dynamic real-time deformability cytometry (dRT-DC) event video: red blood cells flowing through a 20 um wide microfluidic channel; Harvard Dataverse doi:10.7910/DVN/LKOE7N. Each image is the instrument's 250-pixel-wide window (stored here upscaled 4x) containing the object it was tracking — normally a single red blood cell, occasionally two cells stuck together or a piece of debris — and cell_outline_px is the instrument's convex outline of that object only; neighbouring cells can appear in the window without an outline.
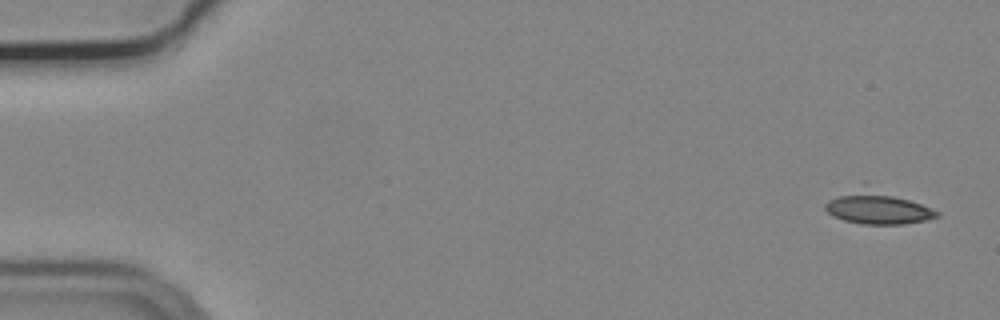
{"species": "common noctule bat (a hibernating species)", "species_latin": "Nyctalus noctula", "temperature_condition": "cold", "stored_images_in_passage": 5, "camera_frame_rate_fps": 3000, "um_per_image_px": 0.085, "animal": {"sex": "male", "body_mass_g": 19.2, "forearm_length_mm": 51.8}, "frame": {"image": 1, "passage_image": 1, "time_ms": 0.0, "image_size_px": [1000, 320], "cell_outline_px": [[940, 216], [924, 220], [904, 224], [860, 224], [844, 220], [832, 216], [824, 208], [824, 204], [828, 200], [864, 180], [932, 208], [940, 212]], "centroid_in_image_um": [74.54, 17.55], "position_along_channel_um": 10.5, "area_um2": 22.6}}
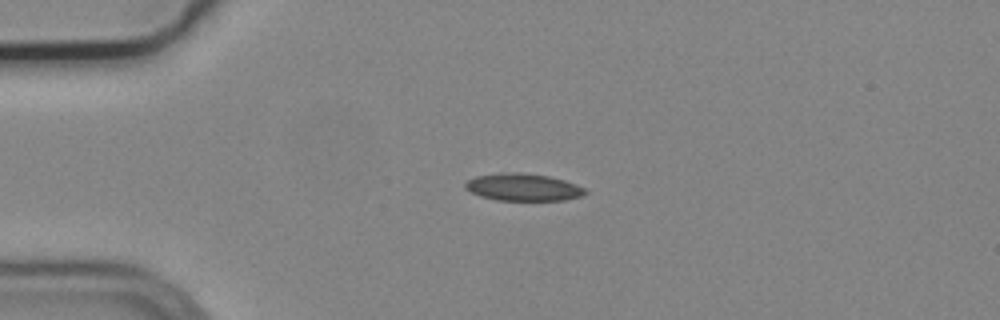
{"frame": {"image": 2, "passage_image": 3, "time_ms": 0.667, "image_size_px": [1000, 320], "cell_outline_px": [[588, 192], [584, 196], [564, 200], [496, 200], [480, 196], [464, 188], [464, 184], [468, 180], [476, 176], [500, 172], [524, 172], [548, 176], [564, 180], [576, 184], [584, 188]], "centroid_in_image_um": [44.47, 15.9], "position_along_channel_um": 40.5, "area_um2": 19.25}}
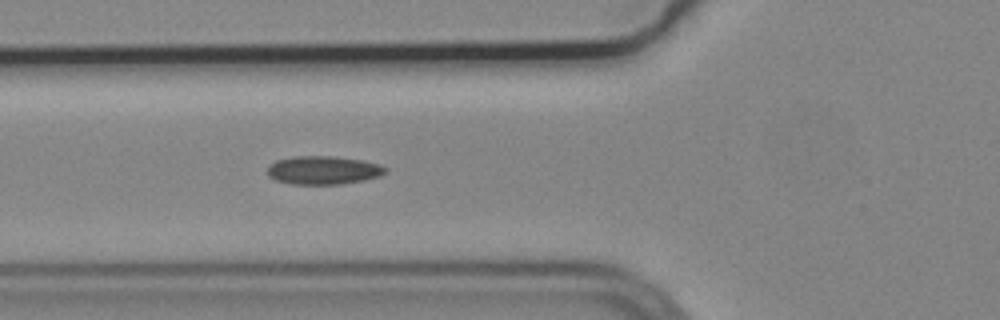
{"frame": {"image": 3, "passage_image": 5, "time_ms": 1.333, "image_size_px": [1000, 320], "cell_outline_px": [[388, 172], [380, 176], [364, 180], [340, 184], [292, 184], [276, 180], [268, 176], [268, 168], [276, 160], [296, 156], [332, 156], [364, 160], [380, 164], [388, 168]], "centroid_in_image_um": [27.54, 14.46], "position_along_channel_um": 98.3, "area_um2": 19.59}}